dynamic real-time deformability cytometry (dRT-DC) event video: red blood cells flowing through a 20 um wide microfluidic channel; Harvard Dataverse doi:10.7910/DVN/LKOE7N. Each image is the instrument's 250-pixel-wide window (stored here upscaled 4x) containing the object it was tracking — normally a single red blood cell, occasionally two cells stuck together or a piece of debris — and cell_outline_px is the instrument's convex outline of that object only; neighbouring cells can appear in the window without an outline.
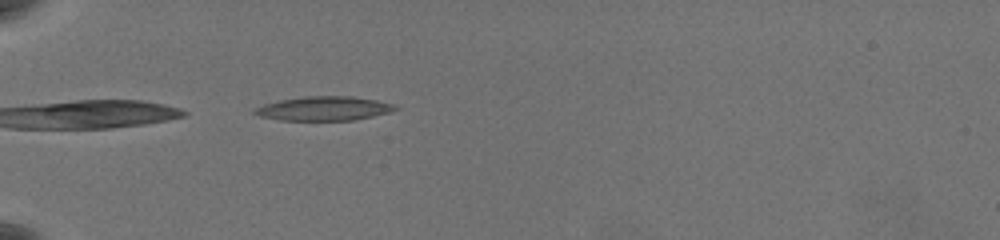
{"species": "common noctule bat (a hibernating species)", "species_latin": "Nyctalus noctula", "temperature_condition": "warm", "stored_images_in_passage": 6, "camera_frame_rate_fps": 3000, "um_per_image_px": 0.085, "animal": {"sex": "female", "body_mass_g": 19.5, "forearm_length_mm": 54.1}, "frame": {"image": 1, "passage_image": 1, "time_ms": 0.0, "image_size_px": [1000, 240], "cell_outline_px": [[400, 108], [392, 112], [352, 120], [280, 120], [260, 116], [252, 112], [256, 108], [264, 104], [280, 100], [308, 96], [348, 96], [376, 100], [392, 104]], "centroid_in_image_um": [27.55, 9.22], "position_along_channel_um": 57.5, "area_um2": 19.54}}